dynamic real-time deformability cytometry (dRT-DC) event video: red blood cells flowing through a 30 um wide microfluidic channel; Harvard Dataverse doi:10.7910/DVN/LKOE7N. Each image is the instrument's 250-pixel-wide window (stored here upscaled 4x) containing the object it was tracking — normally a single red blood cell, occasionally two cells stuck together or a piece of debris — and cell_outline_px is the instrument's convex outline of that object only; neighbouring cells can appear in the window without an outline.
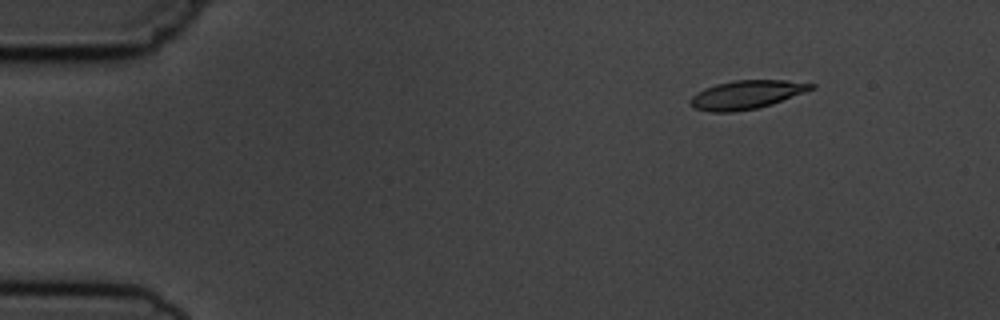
{"species": "common noctule bat (a hibernating species)", "species_latin": "Nyctalus noctula", "temperature_condition": "cold", "stored_images_in_passage": 4, "camera_frame_rate_fps": 3000, "um_per_image_px": 0.085, "animal": {"sex": "male", "body_mass_g": 19.5, "forearm_length_mm": 54.6}, "frame": {"image": 1, "passage_image": 2, "time_ms": 1.333, "image_size_px": [1000, 320], "cell_outline_px": [[816, 88], [772, 104], [756, 108], [732, 112], [712, 112], [696, 108], [688, 104], [688, 100], [696, 92], [704, 88], [716, 84], [736, 80], [784, 80], [816, 84]], "centroid_in_image_um": [63.43, 8.04], "position_along_channel_um": 21.6, "area_um2": 20.11}}